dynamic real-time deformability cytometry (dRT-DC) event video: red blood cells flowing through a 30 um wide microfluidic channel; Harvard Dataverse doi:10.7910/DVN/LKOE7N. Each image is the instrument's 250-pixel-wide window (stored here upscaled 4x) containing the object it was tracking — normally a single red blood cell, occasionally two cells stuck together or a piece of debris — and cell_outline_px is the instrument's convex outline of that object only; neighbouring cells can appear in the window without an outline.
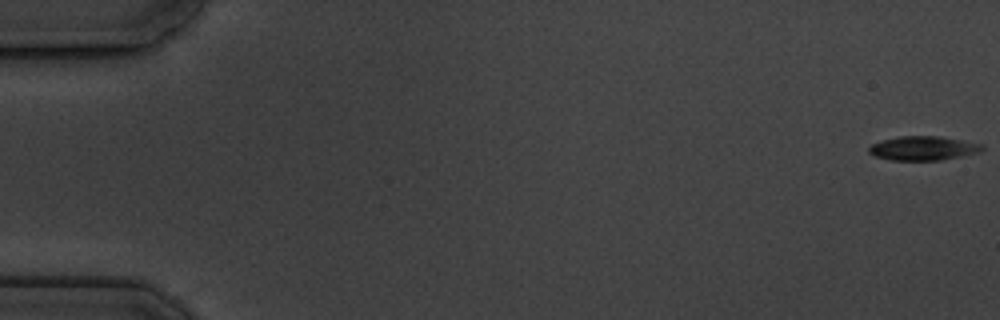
{"species": "common noctule bat (a hibernating species)", "species_latin": "Nyctalus noctula", "temperature_condition": "cold", "stored_images_in_passage": 6, "segment_of_instrument_passage": [1, 2], "camera_frame_rate_fps": 3000, "um_per_image_px": 0.085, "animal": {"sex": "male", "body_mass_g": 19.5, "forearm_length_mm": 54.6}, "frame": {"image": 1, "passage_image": 1, "time_ms": 0.0, "image_size_px": [1000, 320], "cell_outline_px": [[984, 148], [976, 152], [960, 156], [940, 160], [892, 160], [876, 156], [868, 152], [868, 148], [872, 144], [884, 140], [900, 136], [936, 136], [984, 144]], "centroid_in_image_um": [78.45, 12.6], "position_along_channel_um": 6.6, "area_um2": 15.55}}
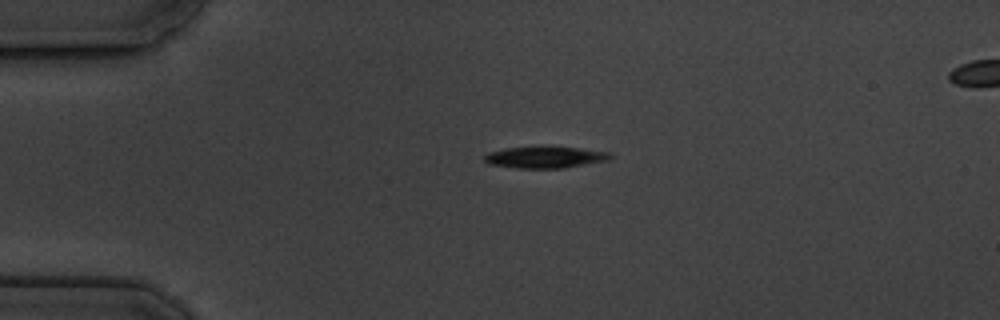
{"frame": {"image": 2, "passage_image": 4, "time_ms": 4.333, "image_size_px": [1000, 320], "cell_outline_px": [[612, 156], [608, 160], [564, 168], [516, 168], [488, 164], [484, 160], [484, 156], [488, 152], [504, 148], [536, 144], [580, 148], [612, 152]], "centroid_in_image_um": [46.3, 13.32], "position_along_channel_um": 38.7, "area_um2": 16.59}}